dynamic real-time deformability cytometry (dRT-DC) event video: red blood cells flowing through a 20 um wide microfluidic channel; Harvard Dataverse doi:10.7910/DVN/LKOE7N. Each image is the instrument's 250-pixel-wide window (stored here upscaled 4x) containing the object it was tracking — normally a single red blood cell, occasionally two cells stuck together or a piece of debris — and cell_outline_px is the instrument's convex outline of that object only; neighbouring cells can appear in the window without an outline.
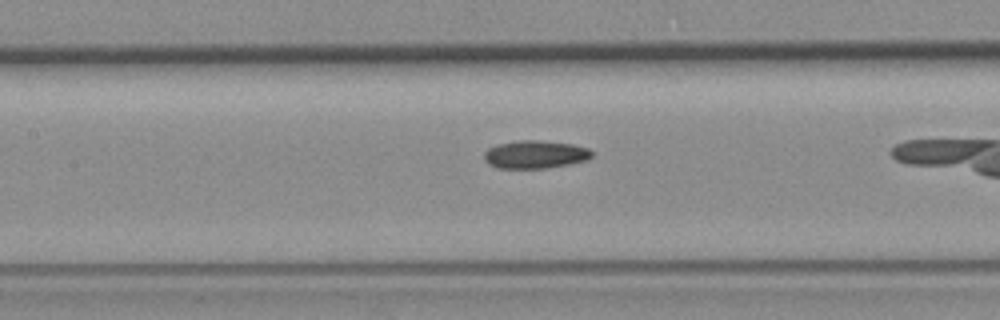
{"species": "common noctule bat (a hibernating species)", "species_latin": "Nyctalus noctula", "temperature_condition": "room temperature", "stored_images_in_passage": 18, "camera_frame_rate_fps": 3000, "um_per_image_px": 0.085, "animal": {"sex": "female", "body_mass_g": 19.3, "forearm_length_mm": 54.1}, "frame": {"image": 1, "passage_image": 13, "time_ms": 4.0, "image_size_px": [1000, 320], "cell_outline_px": [[592, 156], [588, 160], [548, 168], [496, 168], [488, 164], [484, 160], [484, 152], [488, 148], [500, 144], [516, 140], [536, 140], [572, 144], [588, 148], [592, 152]], "centroid_in_image_um": [45.47, 13.13], "position_along_channel_um": 161.9, "area_um2": 17.57}}
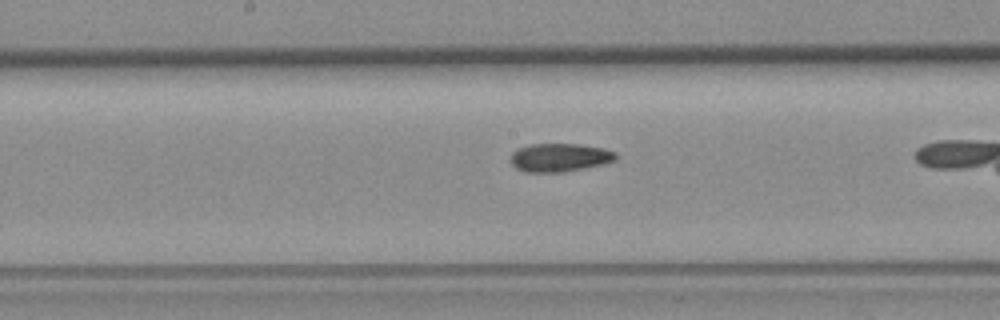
{"frame": {"image": 2, "passage_image": 16, "time_ms": 5.0, "image_size_px": [1000, 320], "cell_outline_px": [[616, 160], [604, 164], [564, 172], [524, 172], [516, 168], [512, 164], [512, 152], [516, 148], [532, 144], [576, 144], [604, 148], [616, 152]], "centroid_in_image_um": [47.57, 13.39], "position_along_channel_um": 200.6, "area_um2": 17.4}}